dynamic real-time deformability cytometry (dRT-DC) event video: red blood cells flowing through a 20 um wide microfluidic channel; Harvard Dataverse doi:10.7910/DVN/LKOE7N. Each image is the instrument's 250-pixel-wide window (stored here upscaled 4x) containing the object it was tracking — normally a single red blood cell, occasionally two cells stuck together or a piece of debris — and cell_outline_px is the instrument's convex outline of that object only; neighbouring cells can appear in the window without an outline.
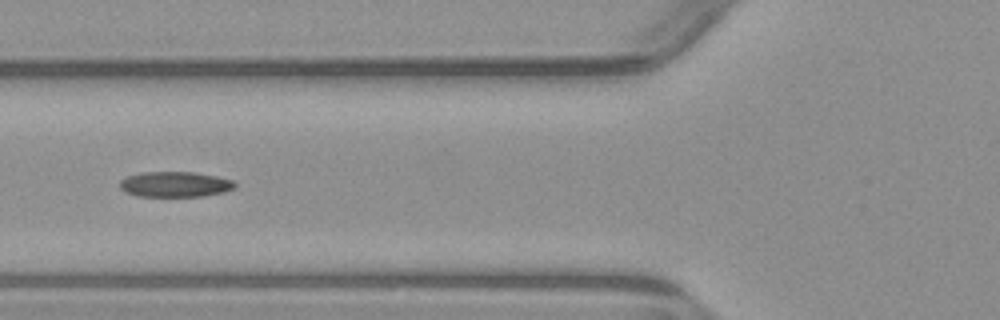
{"species": "common noctule bat (a hibernating species)", "species_latin": "Nyctalus noctula", "temperature_condition": "warm", "stored_images_in_passage": 6, "camera_frame_rate_fps": 3000, "um_per_image_px": 0.085, "animal": {"sex": "male", "body_mass_g": 23.1, "forearm_length_mm": 52.7}, "frame": {"image": 1, "passage_image": 5, "time_ms": 5.0, "image_size_px": [1000, 320], "cell_outline_px": [[236, 188], [224, 192], [204, 196], [136, 196], [124, 192], [120, 188], [120, 180], [128, 176], [140, 172], [196, 172], [216, 176], [232, 180], [236, 184]], "centroid_in_image_um": [14.88, 15.67], "position_along_channel_um": 110.9, "area_um2": 17.17}}
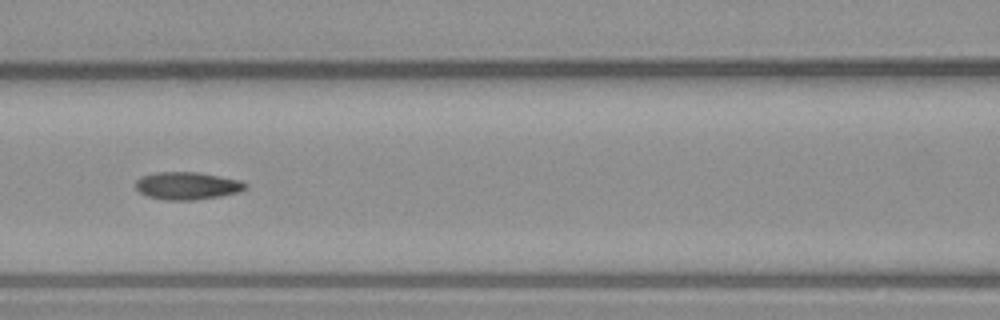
{"frame": {"image": 2, "passage_image": 6, "time_ms": 6.0, "image_size_px": [1000, 320], "cell_outline_px": [[248, 188], [240, 192], [220, 196], [196, 200], [168, 200], [148, 196], [140, 192], [136, 188], [136, 180], [140, 176], [152, 172], [196, 172], [240, 180], [248, 184]], "centroid_in_image_um": [15.92, 15.78], "position_along_channel_um": 150.7, "area_um2": 17.74}}